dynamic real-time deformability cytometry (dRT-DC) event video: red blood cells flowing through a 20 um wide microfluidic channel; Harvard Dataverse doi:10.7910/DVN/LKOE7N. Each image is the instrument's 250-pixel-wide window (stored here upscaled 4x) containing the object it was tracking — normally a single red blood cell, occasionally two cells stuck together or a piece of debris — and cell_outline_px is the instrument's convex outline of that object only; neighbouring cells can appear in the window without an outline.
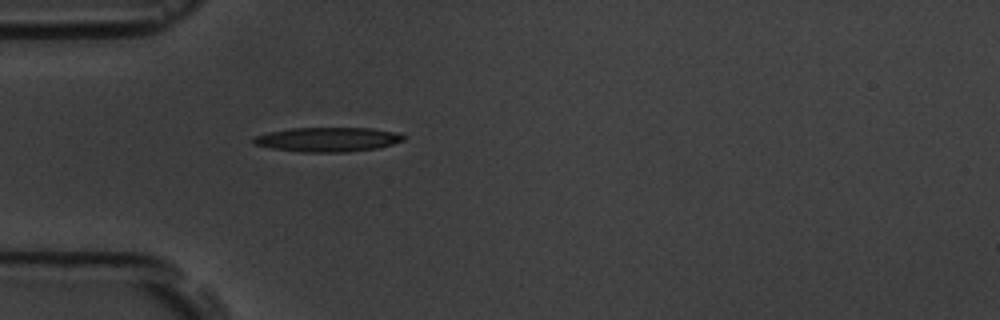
{"species": "common noctule bat (a hibernating species)", "species_latin": "Nyctalus noctula", "temperature_condition": "room temperature", "stored_images_in_passage": 1, "camera_frame_rate_fps": 3000, "um_per_image_px": 0.085, "animal": {"sex": "male", "body_mass_g": 19.5, "forearm_length_mm": 54.6}, "frame": {"image": 1, "passage_image": 1, "time_ms": 0.0, "image_size_px": [1000, 320], "cell_outline_px": [[404, 140], [392, 144], [376, 148], [348, 152], [300, 152], [272, 148], [252, 144], [252, 136], [268, 132], [292, 128], [372, 128], [400, 132], [404, 136]], "centroid_in_image_um": [27.83, 11.85], "position_along_channel_um": 57.2, "area_um2": 21.5}}